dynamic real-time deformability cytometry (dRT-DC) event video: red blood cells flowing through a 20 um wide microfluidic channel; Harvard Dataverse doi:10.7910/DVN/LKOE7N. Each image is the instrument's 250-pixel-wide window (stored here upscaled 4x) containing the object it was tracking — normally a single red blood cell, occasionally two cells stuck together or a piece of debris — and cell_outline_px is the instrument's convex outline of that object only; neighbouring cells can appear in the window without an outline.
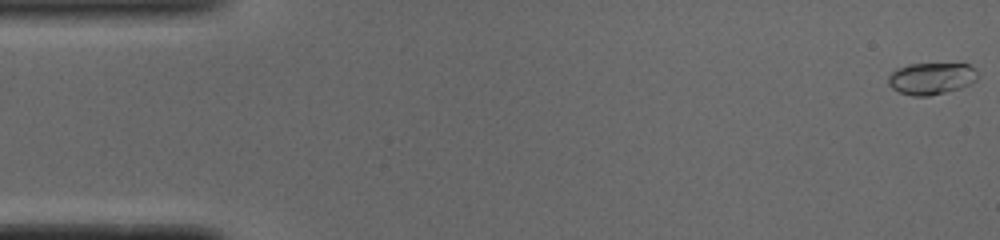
{"species": "common noctule bat (a hibernating species)", "species_latin": "Nyctalus noctula", "temperature_condition": "cold", "stored_images_in_passage": 52, "camera_frame_rate_fps": 3000, "um_per_image_px": 0.085, "animal": {"sex": "male", "body_mass_g": 19.0, "forearm_length_mm": 50.8}, "frame": {"image": 1, "passage_image": 1, "time_ms": 0.0, "image_size_px": [1000, 240], "cell_outline_px": [[976, 80], [960, 88], [928, 96], [912, 96], [900, 92], [892, 88], [888, 84], [888, 76], [896, 68], [908, 64], [968, 64], [976, 68]], "centroid_in_image_um": [79.13, 6.66], "position_along_channel_um": 5.9, "area_um2": 16.47}}
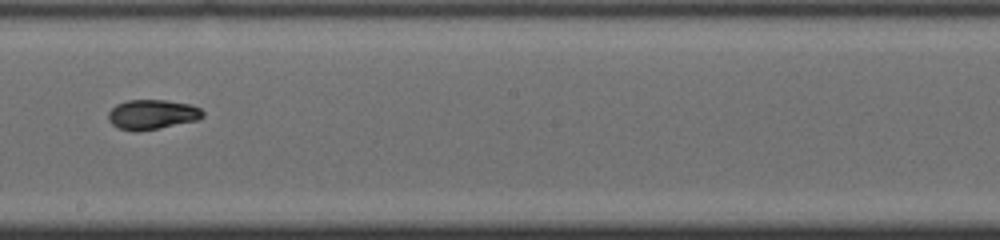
{"frame": {"image": 2, "passage_image": 29, "time_ms": 9.333, "image_size_px": [1000, 240], "cell_outline_px": [[204, 116], [196, 120], [156, 128], [120, 128], [112, 124], [108, 120], [108, 112], [116, 104], [128, 100], [164, 100], [192, 104], [200, 108], [204, 112]], "centroid_in_image_um": [12.96, 9.67], "position_along_channel_um": 235.2, "area_um2": 15.72}}
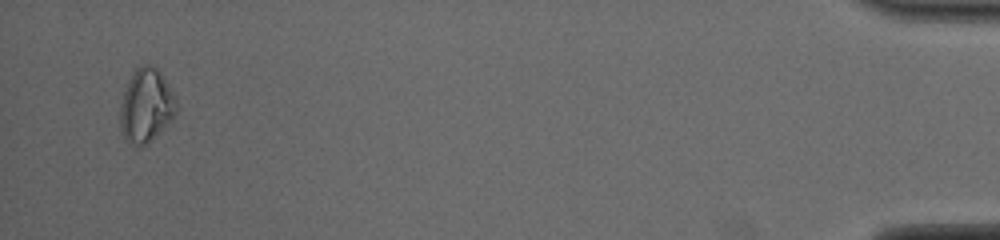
{"frame": {"image": 3, "passage_image": 50, "time_ms": 16.333, "image_size_px": [1000, 240], "cell_outline_px": [[176, 112], [168, 124], [144, 144], [136, 144], [124, 140], [120, 128], [120, 104], [128, 80], [136, 68], [140, 64], [152, 64], [160, 72], [168, 84], [176, 100]], "centroid_in_image_um": [12.4, 8.93], "position_along_channel_um": 422.8, "area_um2": 23.76}, "authors_computed_cell_mechanics": {"area_um2": 16.3574, "velocity_mm_per_s": 3.9013, "shape_relaxation_time_tau1_ms": null, "shape_relaxation_time_tau2_ms": 2.2977, "deformation_change_tau1": null, "deformation_change_tau2": 0.0571}}